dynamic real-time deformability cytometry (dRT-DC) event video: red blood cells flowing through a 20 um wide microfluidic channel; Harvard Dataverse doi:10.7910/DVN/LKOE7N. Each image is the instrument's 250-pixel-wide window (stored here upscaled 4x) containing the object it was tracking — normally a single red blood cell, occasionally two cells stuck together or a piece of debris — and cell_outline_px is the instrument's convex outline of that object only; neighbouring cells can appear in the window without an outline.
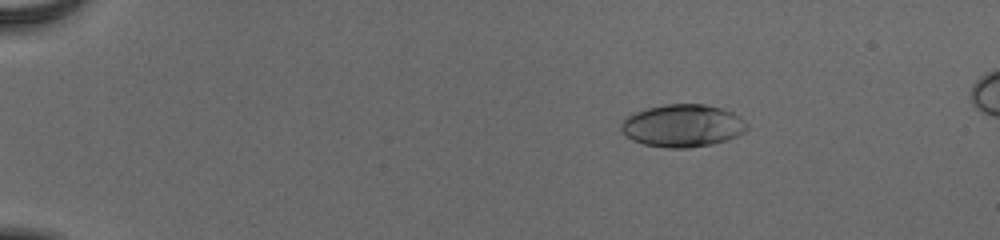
{"species": "human", "species_latin": "Homo sapiens", "temperature_condition": "cold", "stored_images_in_passage": 56, "camera_frame_rate_fps": 3000, "um_per_image_px": 0.085, "donor": {"sex": "male"}, "frame": {"image": 1, "passage_image": 11, "time_ms": 3.333, "image_size_px": [1000, 240], "cell_outline_px": [[748, 128], [744, 132], [728, 140], [712, 144], [688, 148], [668, 148], [644, 144], [632, 140], [624, 136], [620, 128], [620, 124], [628, 116], [636, 112], [648, 108], [664, 104], [704, 104], [720, 108], [732, 112], [740, 116], [748, 124]], "centroid_in_image_um": [58.03, 10.69], "position_along_channel_um": 27.0, "area_um2": 31.33}}
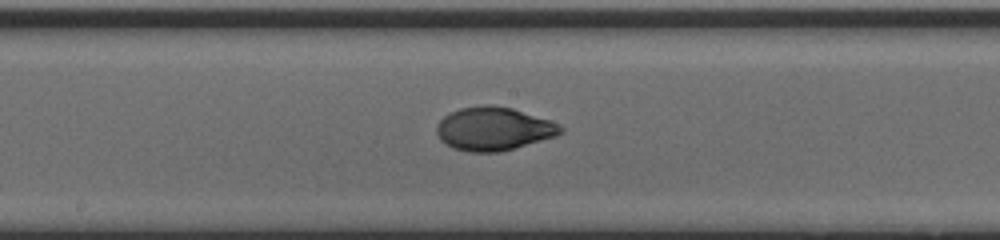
{"frame": {"image": 2, "passage_image": 33, "time_ms": 10.667, "image_size_px": [1000, 240], "cell_outline_px": [[564, 132], [556, 136], [500, 152], [468, 152], [452, 148], [444, 144], [440, 140], [436, 132], [436, 124], [444, 116], [460, 108], [484, 104], [492, 104], [512, 108], [560, 124], [564, 128]], "centroid_in_image_um": [41.93, 10.95], "position_along_channel_um": 206.3, "area_um2": 31.5}}
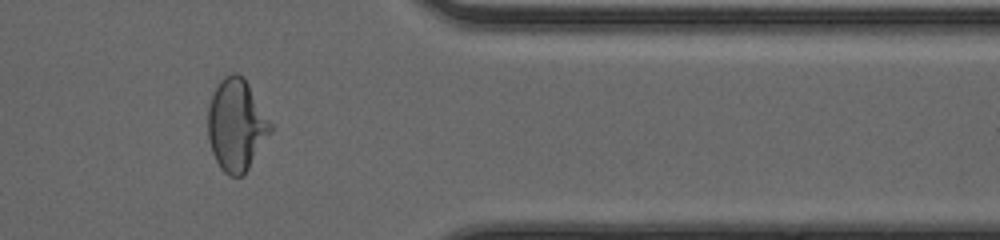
{"frame": {"image": 3, "passage_image": 48, "time_ms": 15.667, "image_size_px": [1000, 240], "cell_outline_px": [[272, 132], [244, 176], [228, 176], [220, 168], [212, 152], [208, 140], [208, 108], [212, 96], [220, 80], [224, 76], [232, 72], [236, 72], [244, 76], [272, 124]], "centroid_in_image_um": [20.1, 10.64], "position_along_channel_um": 391.3, "area_um2": 33.76}, "authors_computed_cell_mechanics": {"area_um2": 31.2987, "velocity_mm_per_s": 3.9029, "shape_relaxation_time_tau1_ms": 4.6585, "shape_relaxation_time_tau2_ms": 0.9155, "deformation_change_tau1": 0.2005, "deformation_change_tau2": 0.0425}}